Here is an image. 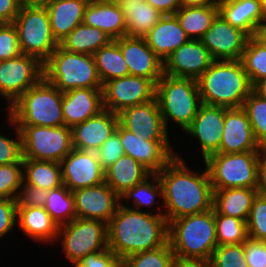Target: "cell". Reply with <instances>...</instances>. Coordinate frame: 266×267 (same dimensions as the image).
<instances>
[{"label": "cell", "instance_id": "cell-59", "mask_svg": "<svg viewBox=\"0 0 266 267\" xmlns=\"http://www.w3.org/2000/svg\"><path fill=\"white\" fill-rule=\"evenodd\" d=\"M173 267H211L209 263L204 262H181L176 261Z\"/></svg>", "mask_w": 266, "mask_h": 267}, {"label": "cell", "instance_id": "cell-22", "mask_svg": "<svg viewBox=\"0 0 266 267\" xmlns=\"http://www.w3.org/2000/svg\"><path fill=\"white\" fill-rule=\"evenodd\" d=\"M259 148L246 111L242 107H225V122L218 153L258 151Z\"/></svg>", "mask_w": 266, "mask_h": 267}, {"label": "cell", "instance_id": "cell-30", "mask_svg": "<svg viewBox=\"0 0 266 267\" xmlns=\"http://www.w3.org/2000/svg\"><path fill=\"white\" fill-rule=\"evenodd\" d=\"M104 172L105 182L119 196L151 174L142 164L128 155L121 156Z\"/></svg>", "mask_w": 266, "mask_h": 267}, {"label": "cell", "instance_id": "cell-51", "mask_svg": "<svg viewBox=\"0 0 266 267\" xmlns=\"http://www.w3.org/2000/svg\"><path fill=\"white\" fill-rule=\"evenodd\" d=\"M73 267H121L117 256L109 249L88 254Z\"/></svg>", "mask_w": 266, "mask_h": 267}, {"label": "cell", "instance_id": "cell-53", "mask_svg": "<svg viewBox=\"0 0 266 267\" xmlns=\"http://www.w3.org/2000/svg\"><path fill=\"white\" fill-rule=\"evenodd\" d=\"M21 5L20 0H0V24L13 23Z\"/></svg>", "mask_w": 266, "mask_h": 267}, {"label": "cell", "instance_id": "cell-45", "mask_svg": "<svg viewBox=\"0 0 266 267\" xmlns=\"http://www.w3.org/2000/svg\"><path fill=\"white\" fill-rule=\"evenodd\" d=\"M248 237L266 241V195L257 193L246 221Z\"/></svg>", "mask_w": 266, "mask_h": 267}, {"label": "cell", "instance_id": "cell-2", "mask_svg": "<svg viewBox=\"0 0 266 267\" xmlns=\"http://www.w3.org/2000/svg\"><path fill=\"white\" fill-rule=\"evenodd\" d=\"M159 209L156 214L121 204L107 224L108 248L121 261L138 252L157 249L168 242V221Z\"/></svg>", "mask_w": 266, "mask_h": 267}, {"label": "cell", "instance_id": "cell-41", "mask_svg": "<svg viewBox=\"0 0 266 267\" xmlns=\"http://www.w3.org/2000/svg\"><path fill=\"white\" fill-rule=\"evenodd\" d=\"M175 254L169 243L157 249L138 252L120 261L121 267H173Z\"/></svg>", "mask_w": 266, "mask_h": 267}, {"label": "cell", "instance_id": "cell-50", "mask_svg": "<svg viewBox=\"0 0 266 267\" xmlns=\"http://www.w3.org/2000/svg\"><path fill=\"white\" fill-rule=\"evenodd\" d=\"M243 246L248 267H266V241L248 237Z\"/></svg>", "mask_w": 266, "mask_h": 267}, {"label": "cell", "instance_id": "cell-36", "mask_svg": "<svg viewBox=\"0 0 266 267\" xmlns=\"http://www.w3.org/2000/svg\"><path fill=\"white\" fill-rule=\"evenodd\" d=\"M97 73L104 85L106 82L129 75V69L119 48V39L111 40L93 54Z\"/></svg>", "mask_w": 266, "mask_h": 267}, {"label": "cell", "instance_id": "cell-3", "mask_svg": "<svg viewBox=\"0 0 266 267\" xmlns=\"http://www.w3.org/2000/svg\"><path fill=\"white\" fill-rule=\"evenodd\" d=\"M168 243L176 261L209 263L218 246L214 208L169 221Z\"/></svg>", "mask_w": 266, "mask_h": 267}, {"label": "cell", "instance_id": "cell-39", "mask_svg": "<svg viewBox=\"0 0 266 267\" xmlns=\"http://www.w3.org/2000/svg\"><path fill=\"white\" fill-rule=\"evenodd\" d=\"M214 215L218 246L240 244L247 240V225L244 220L219 214L215 209Z\"/></svg>", "mask_w": 266, "mask_h": 267}, {"label": "cell", "instance_id": "cell-43", "mask_svg": "<svg viewBox=\"0 0 266 267\" xmlns=\"http://www.w3.org/2000/svg\"><path fill=\"white\" fill-rule=\"evenodd\" d=\"M23 183V162L0 165V199H16Z\"/></svg>", "mask_w": 266, "mask_h": 267}, {"label": "cell", "instance_id": "cell-44", "mask_svg": "<svg viewBox=\"0 0 266 267\" xmlns=\"http://www.w3.org/2000/svg\"><path fill=\"white\" fill-rule=\"evenodd\" d=\"M209 265L211 267H248L243 243L217 246Z\"/></svg>", "mask_w": 266, "mask_h": 267}, {"label": "cell", "instance_id": "cell-13", "mask_svg": "<svg viewBox=\"0 0 266 267\" xmlns=\"http://www.w3.org/2000/svg\"><path fill=\"white\" fill-rule=\"evenodd\" d=\"M102 91L104 109L118 114L125 108L153 100L156 84L151 79L127 75L106 82Z\"/></svg>", "mask_w": 266, "mask_h": 267}, {"label": "cell", "instance_id": "cell-12", "mask_svg": "<svg viewBox=\"0 0 266 267\" xmlns=\"http://www.w3.org/2000/svg\"><path fill=\"white\" fill-rule=\"evenodd\" d=\"M43 78V63L36 57L21 54L0 61V97L9 108L30 87Z\"/></svg>", "mask_w": 266, "mask_h": 267}, {"label": "cell", "instance_id": "cell-60", "mask_svg": "<svg viewBox=\"0 0 266 267\" xmlns=\"http://www.w3.org/2000/svg\"><path fill=\"white\" fill-rule=\"evenodd\" d=\"M96 1L100 3H105V4H114V5L122 6L123 4H127L134 0H96Z\"/></svg>", "mask_w": 266, "mask_h": 267}, {"label": "cell", "instance_id": "cell-23", "mask_svg": "<svg viewBox=\"0 0 266 267\" xmlns=\"http://www.w3.org/2000/svg\"><path fill=\"white\" fill-rule=\"evenodd\" d=\"M119 124L118 114L102 110L72 128V147L96 152Z\"/></svg>", "mask_w": 266, "mask_h": 267}, {"label": "cell", "instance_id": "cell-10", "mask_svg": "<svg viewBox=\"0 0 266 267\" xmlns=\"http://www.w3.org/2000/svg\"><path fill=\"white\" fill-rule=\"evenodd\" d=\"M57 239H62L61 248L66 259L76 265L88 254L108 248L107 224L100 220L76 217L59 226Z\"/></svg>", "mask_w": 266, "mask_h": 267}, {"label": "cell", "instance_id": "cell-29", "mask_svg": "<svg viewBox=\"0 0 266 267\" xmlns=\"http://www.w3.org/2000/svg\"><path fill=\"white\" fill-rule=\"evenodd\" d=\"M83 23L102 30L112 40L126 36L122 7L90 0L84 11Z\"/></svg>", "mask_w": 266, "mask_h": 267}, {"label": "cell", "instance_id": "cell-11", "mask_svg": "<svg viewBox=\"0 0 266 267\" xmlns=\"http://www.w3.org/2000/svg\"><path fill=\"white\" fill-rule=\"evenodd\" d=\"M22 138L23 158L60 161L71 152L72 128L67 126H17Z\"/></svg>", "mask_w": 266, "mask_h": 267}, {"label": "cell", "instance_id": "cell-24", "mask_svg": "<svg viewBox=\"0 0 266 267\" xmlns=\"http://www.w3.org/2000/svg\"><path fill=\"white\" fill-rule=\"evenodd\" d=\"M104 110L102 88H76L63 93L65 126L73 128Z\"/></svg>", "mask_w": 266, "mask_h": 267}, {"label": "cell", "instance_id": "cell-1", "mask_svg": "<svg viewBox=\"0 0 266 267\" xmlns=\"http://www.w3.org/2000/svg\"><path fill=\"white\" fill-rule=\"evenodd\" d=\"M187 165L184 158L176 154L157 173L163 187L161 207L168 222L213 209L214 191L206 165L204 171L199 172Z\"/></svg>", "mask_w": 266, "mask_h": 267}, {"label": "cell", "instance_id": "cell-62", "mask_svg": "<svg viewBox=\"0 0 266 267\" xmlns=\"http://www.w3.org/2000/svg\"><path fill=\"white\" fill-rule=\"evenodd\" d=\"M263 11L266 13V0H259Z\"/></svg>", "mask_w": 266, "mask_h": 267}, {"label": "cell", "instance_id": "cell-33", "mask_svg": "<svg viewBox=\"0 0 266 267\" xmlns=\"http://www.w3.org/2000/svg\"><path fill=\"white\" fill-rule=\"evenodd\" d=\"M218 14V5H196L181 6L174 15L191 40H200Z\"/></svg>", "mask_w": 266, "mask_h": 267}, {"label": "cell", "instance_id": "cell-35", "mask_svg": "<svg viewBox=\"0 0 266 267\" xmlns=\"http://www.w3.org/2000/svg\"><path fill=\"white\" fill-rule=\"evenodd\" d=\"M23 182L47 191L63 185L61 165L54 161L23 158Z\"/></svg>", "mask_w": 266, "mask_h": 267}, {"label": "cell", "instance_id": "cell-9", "mask_svg": "<svg viewBox=\"0 0 266 267\" xmlns=\"http://www.w3.org/2000/svg\"><path fill=\"white\" fill-rule=\"evenodd\" d=\"M258 151L215 153L205 161L213 190L257 187Z\"/></svg>", "mask_w": 266, "mask_h": 267}, {"label": "cell", "instance_id": "cell-19", "mask_svg": "<svg viewBox=\"0 0 266 267\" xmlns=\"http://www.w3.org/2000/svg\"><path fill=\"white\" fill-rule=\"evenodd\" d=\"M225 122V107L201 104L196 116L184 132L200 143L205 161L218 153Z\"/></svg>", "mask_w": 266, "mask_h": 267}, {"label": "cell", "instance_id": "cell-17", "mask_svg": "<svg viewBox=\"0 0 266 267\" xmlns=\"http://www.w3.org/2000/svg\"><path fill=\"white\" fill-rule=\"evenodd\" d=\"M74 197L76 216L82 219L109 223L120 205V196L106 183L76 189Z\"/></svg>", "mask_w": 266, "mask_h": 267}, {"label": "cell", "instance_id": "cell-57", "mask_svg": "<svg viewBox=\"0 0 266 267\" xmlns=\"http://www.w3.org/2000/svg\"><path fill=\"white\" fill-rule=\"evenodd\" d=\"M181 6L218 5L221 0H180Z\"/></svg>", "mask_w": 266, "mask_h": 267}, {"label": "cell", "instance_id": "cell-56", "mask_svg": "<svg viewBox=\"0 0 266 267\" xmlns=\"http://www.w3.org/2000/svg\"><path fill=\"white\" fill-rule=\"evenodd\" d=\"M253 38L266 48V18L256 27Z\"/></svg>", "mask_w": 266, "mask_h": 267}, {"label": "cell", "instance_id": "cell-40", "mask_svg": "<svg viewBox=\"0 0 266 267\" xmlns=\"http://www.w3.org/2000/svg\"><path fill=\"white\" fill-rule=\"evenodd\" d=\"M240 61L252 87L266 78V48L253 37L248 39Z\"/></svg>", "mask_w": 266, "mask_h": 267}, {"label": "cell", "instance_id": "cell-14", "mask_svg": "<svg viewBox=\"0 0 266 267\" xmlns=\"http://www.w3.org/2000/svg\"><path fill=\"white\" fill-rule=\"evenodd\" d=\"M116 130L120 134L125 155L131 156L151 173H158L176 156L170 140L148 141L147 137L129 132L120 124Z\"/></svg>", "mask_w": 266, "mask_h": 267}, {"label": "cell", "instance_id": "cell-4", "mask_svg": "<svg viewBox=\"0 0 266 267\" xmlns=\"http://www.w3.org/2000/svg\"><path fill=\"white\" fill-rule=\"evenodd\" d=\"M203 104L241 108L252 91L240 60H214L197 79Z\"/></svg>", "mask_w": 266, "mask_h": 267}, {"label": "cell", "instance_id": "cell-54", "mask_svg": "<svg viewBox=\"0 0 266 267\" xmlns=\"http://www.w3.org/2000/svg\"><path fill=\"white\" fill-rule=\"evenodd\" d=\"M257 192L266 195V147H260L257 156Z\"/></svg>", "mask_w": 266, "mask_h": 267}, {"label": "cell", "instance_id": "cell-52", "mask_svg": "<svg viewBox=\"0 0 266 267\" xmlns=\"http://www.w3.org/2000/svg\"><path fill=\"white\" fill-rule=\"evenodd\" d=\"M16 219V199H0V239L15 228Z\"/></svg>", "mask_w": 266, "mask_h": 267}, {"label": "cell", "instance_id": "cell-32", "mask_svg": "<svg viewBox=\"0 0 266 267\" xmlns=\"http://www.w3.org/2000/svg\"><path fill=\"white\" fill-rule=\"evenodd\" d=\"M126 36L144 38L164 16L145 0H134L122 6Z\"/></svg>", "mask_w": 266, "mask_h": 267}, {"label": "cell", "instance_id": "cell-34", "mask_svg": "<svg viewBox=\"0 0 266 267\" xmlns=\"http://www.w3.org/2000/svg\"><path fill=\"white\" fill-rule=\"evenodd\" d=\"M111 40L102 30L81 23L59 43V46L72 53L93 55Z\"/></svg>", "mask_w": 266, "mask_h": 267}, {"label": "cell", "instance_id": "cell-8", "mask_svg": "<svg viewBox=\"0 0 266 267\" xmlns=\"http://www.w3.org/2000/svg\"><path fill=\"white\" fill-rule=\"evenodd\" d=\"M13 24L22 54L34 56L44 63L59 46L52 35L44 4H22Z\"/></svg>", "mask_w": 266, "mask_h": 267}, {"label": "cell", "instance_id": "cell-49", "mask_svg": "<svg viewBox=\"0 0 266 267\" xmlns=\"http://www.w3.org/2000/svg\"><path fill=\"white\" fill-rule=\"evenodd\" d=\"M47 195V190L23 182L16 197L17 207H44Z\"/></svg>", "mask_w": 266, "mask_h": 267}, {"label": "cell", "instance_id": "cell-61", "mask_svg": "<svg viewBox=\"0 0 266 267\" xmlns=\"http://www.w3.org/2000/svg\"><path fill=\"white\" fill-rule=\"evenodd\" d=\"M22 4H44L49 0H20Z\"/></svg>", "mask_w": 266, "mask_h": 267}, {"label": "cell", "instance_id": "cell-15", "mask_svg": "<svg viewBox=\"0 0 266 267\" xmlns=\"http://www.w3.org/2000/svg\"><path fill=\"white\" fill-rule=\"evenodd\" d=\"M63 184L74 191L105 182V170L96 152L73 148L61 161Z\"/></svg>", "mask_w": 266, "mask_h": 267}, {"label": "cell", "instance_id": "cell-16", "mask_svg": "<svg viewBox=\"0 0 266 267\" xmlns=\"http://www.w3.org/2000/svg\"><path fill=\"white\" fill-rule=\"evenodd\" d=\"M249 38L218 14L200 41L213 60H240Z\"/></svg>", "mask_w": 266, "mask_h": 267}, {"label": "cell", "instance_id": "cell-20", "mask_svg": "<svg viewBox=\"0 0 266 267\" xmlns=\"http://www.w3.org/2000/svg\"><path fill=\"white\" fill-rule=\"evenodd\" d=\"M213 61L209 51L200 40L190 39L165 59L163 74L197 80Z\"/></svg>", "mask_w": 266, "mask_h": 267}, {"label": "cell", "instance_id": "cell-7", "mask_svg": "<svg viewBox=\"0 0 266 267\" xmlns=\"http://www.w3.org/2000/svg\"><path fill=\"white\" fill-rule=\"evenodd\" d=\"M155 97L168 131L169 121L185 131L202 104L198 82L192 78L163 74L156 84Z\"/></svg>", "mask_w": 266, "mask_h": 267}, {"label": "cell", "instance_id": "cell-58", "mask_svg": "<svg viewBox=\"0 0 266 267\" xmlns=\"http://www.w3.org/2000/svg\"><path fill=\"white\" fill-rule=\"evenodd\" d=\"M252 90L257 93L260 97L266 98V78L258 81Z\"/></svg>", "mask_w": 266, "mask_h": 267}, {"label": "cell", "instance_id": "cell-6", "mask_svg": "<svg viewBox=\"0 0 266 267\" xmlns=\"http://www.w3.org/2000/svg\"><path fill=\"white\" fill-rule=\"evenodd\" d=\"M43 78L62 93L76 88H103L93 55L58 46L43 63Z\"/></svg>", "mask_w": 266, "mask_h": 267}, {"label": "cell", "instance_id": "cell-26", "mask_svg": "<svg viewBox=\"0 0 266 267\" xmlns=\"http://www.w3.org/2000/svg\"><path fill=\"white\" fill-rule=\"evenodd\" d=\"M144 38L163 62L172 52L190 40L175 15H164Z\"/></svg>", "mask_w": 266, "mask_h": 267}, {"label": "cell", "instance_id": "cell-18", "mask_svg": "<svg viewBox=\"0 0 266 267\" xmlns=\"http://www.w3.org/2000/svg\"><path fill=\"white\" fill-rule=\"evenodd\" d=\"M119 124L129 132L151 140H169L156 97L148 102L125 108L118 113Z\"/></svg>", "mask_w": 266, "mask_h": 267}, {"label": "cell", "instance_id": "cell-48", "mask_svg": "<svg viewBox=\"0 0 266 267\" xmlns=\"http://www.w3.org/2000/svg\"><path fill=\"white\" fill-rule=\"evenodd\" d=\"M101 167L105 170L121 156L125 155L123 146L120 142V134L115 130L108 139L96 151Z\"/></svg>", "mask_w": 266, "mask_h": 267}, {"label": "cell", "instance_id": "cell-25", "mask_svg": "<svg viewBox=\"0 0 266 267\" xmlns=\"http://www.w3.org/2000/svg\"><path fill=\"white\" fill-rule=\"evenodd\" d=\"M90 0H49L44 3L51 32L59 44L76 26L83 23L84 11Z\"/></svg>", "mask_w": 266, "mask_h": 267}, {"label": "cell", "instance_id": "cell-31", "mask_svg": "<svg viewBox=\"0 0 266 267\" xmlns=\"http://www.w3.org/2000/svg\"><path fill=\"white\" fill-rule=\"evenodd\" d=\"M213 191V208L219 214L247 221L252 202L258 193L256 188L236 187Z\"/></svg>", "mask_w": 266, "mask_h": 267}, {"label": "cell", "instance_id": "cell-21", "mask_svg": "<svg viewBox=\"0 0 266 267\" xmlns=\"http://www.w3.org/2000/svg\"><path fill=\"white\" fill-rule=\"evenodd\" d=\"M119 48L129 69V75L151 79L155 84L163 75V61L148 46L145 38L124 36Z\"/></svg>", "mask_w": 266, "mask_h": 267}, {"label": "cell", "instance_id": "cell-27", "mask_svg": "<svg viewBox=\"0 0 266 267\" xmlns=\"http://www.w3.org/2000/svg\"><path fill=\"white\" fill-rule=\"evenodd\" d=\"M17 227L35 242H57L59 226L44 207H17Z\"/></svg>", "mask_w": 266, "mask_h": 267}, {"label": "cell", "instance_id": "cell-46", "mask_svg": "<svg viewBox=\"0 0 266 267\" xmlns=\"http://www.w3.org/2000/svg\"><path fill=\"white\" fill-rule=\"evenodd\" d=\"M8 125L14 127L16 139L0 134V165L23 162L22 138L15 122L7 115Z\"/></svg>", "mask_w": 266, "mask_h": 267}, {"label": "cell", "instance_id": "cell-55", "mask_svg": "<svg viewBox=\"0 0 266 267\" xmlns=\"http://www.w3.org/2000/svg\"><path fill=\"white\" fill-rule=\"evenodd\" d=\"M163 15H174L181 7L180 0H145Z\"/></svg>", "mask_w": 266, "mask_h": 267}, {"label": "cell", "instance_id": "cell-37", "mask_svg": "<svg viewBox=\"0 0 266 267\" xmlns=\"http://www.w3.org/2000/svg\"><path fill=\"white\" fill-rule=\"evenodd\" d=\"M163 199V187L157 173H151L144 180L128 189L120 196V204L123 207H129V201L133 200L135 210H142V207H151L158 202L156 197ZM131 199V200H130ZM126 201L125 205L122 201Z\"/></svg>", "mask_w": 266, "mask_h": 267}, {"label": "cell", "instance_id": "cell-47", "mask_svg": "<svg viewBox=\"0 0 266 267\" xmlns=\"http://www.w3.org/2000/svg\"><path fill=\"white\" fill-rule=\"evenodd\" d=\"M18 33L13 23L0 24V61L21 55Z\"/></svg>", "mask_w": 266, "mask_h": 267}, {"label": "cell", "instance_id": "cell-28", "mask_svg": "<svg viewBox=\"0 0 266 267\" xmlns=\"http://www.w3.org/2000/svg\"><path fill=\"white\" fill-rule=\"evenodd\" d=\"M219 14L233 27L253 37L256 27L266 18L259 0H221Z\"/></svg>", "mask_w": 266, "mask_h": 267}, {"label": "cell", "instance_id": "cell-38", "mask_svg": "<svg viewBox=\"0 0 266 267\" xmlns=\"http://www.w3.org/2000/svg\"><path fill=\"white\" fill-rule=\"evenodd\" d=\"M44 208L58 226L67 224L77 217L72 191L64 184L48 191Z\"/></svg>", "mask_w": 266, "mask_h": 267}, {"label": "cell", "instance_id": "cell-5", "mask_svg": "<svg viewBox=\"0 0 266 267\" xmlns=\"http://www.w3.org/2000/svg\"><path fill=\"white\" fill-rule=\"evenodd\" d=\"M62 101L63 93L42 78L6 111L16 126H64Z\"/></svg>", "mask_w": 266, "mask_h": 267}, {"label": "cell", "instance_id": "cell-42", "mask_svg": "<svg viewBox=\"0 0 266 267\" xmlns=\"http://www.w3.org/2000/svg\"><path fill=\"white\" fill-rule=\"evenodd\" d=\"M242 108L248 115L256 142L260 147H266V98L252 90Z\"/></svg>", "mask_w": 266, "mask_h": 267}]
</instances>
